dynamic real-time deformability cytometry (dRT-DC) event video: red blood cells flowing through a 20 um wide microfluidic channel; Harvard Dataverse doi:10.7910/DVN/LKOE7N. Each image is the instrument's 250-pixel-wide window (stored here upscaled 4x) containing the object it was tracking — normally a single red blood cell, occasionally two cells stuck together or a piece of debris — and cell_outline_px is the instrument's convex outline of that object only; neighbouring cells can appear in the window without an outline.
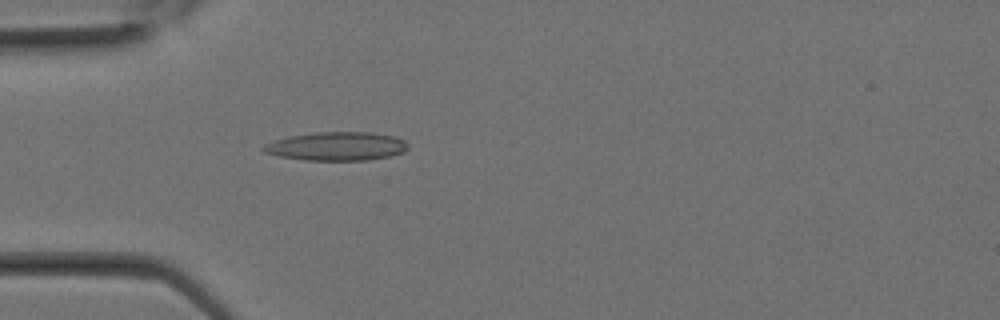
{"species": "Egyptian fruit bat (a non-hibernating species)", "species_latin": "Rousettus aegyptiacus", "temperature_condition": "room temperature", "stored_images_in_passage": 21, "camera_frame_rate_fps": 3000, "um_per_image_px": 0.085, "animal": {"sex": "female"}, "frame": {"image": 1, "passage_image": 2, "time_ms": 0.333, "image_size_px": [1000, 320], "cell_outline_px": [[408, 148], [404, 152], [388, 156], [368, 160], [304, 160], [280, 156], [264, 152], [260, 148], [264, 144], [288, 136], [316, 132], [372, 132], [396, 136], [404, 140], [408, 144]], "centroid_in_image_um": [28.63, 12.42], "position_along_channel_um": 56.4, "area_um2": 24.16}}
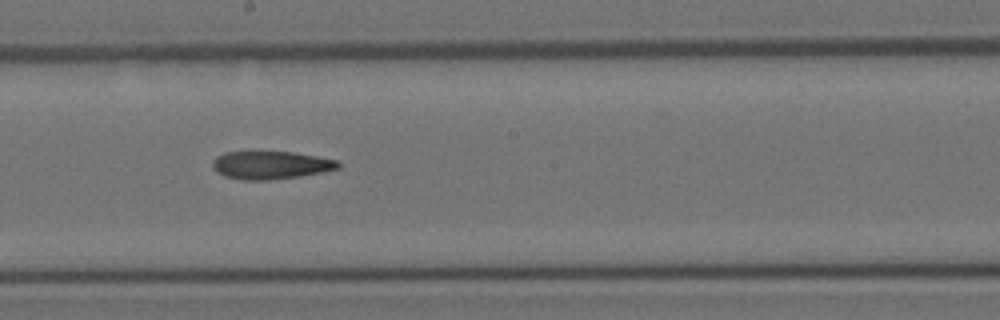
{"frame": {"image": 2, "passage_image": 9, "time_ms": 2.667, "image_size_px": [1000, 320], "cell_outline_px": [[340, 168], [320, 172], [296, 176], [268, 180], [240, 180], [224, 176], [216, 172], [212, 168], [212, 160], [216, 156], [224, 152], [252, 148], [292, 152], [340, 160]], "centroid_in_image_um": [22.91, 13.97], "position_along_channel_um": 225.3, "area_um2": 21.44}}
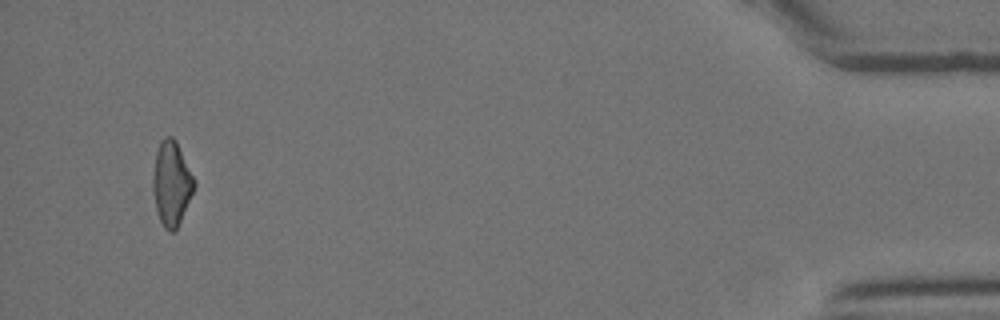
{"frame": {"image": 3, "passage_image": 20, "time_ms": 6.333, "image_size_px": [1000, 320], "cell_outline_px": [[196, 184], [176, 232], [168, 232], [164, 228], [160, 220], [156, 208], [152, 188], [152, 176], [156, 152], [160, 140], [164, 136], [172, 136], [176, 140], [196, 180]], "centroid_in_image_um": [14.58, 15.58], "position_along_channel_um": 420.6, "area_um2": 20.58}}